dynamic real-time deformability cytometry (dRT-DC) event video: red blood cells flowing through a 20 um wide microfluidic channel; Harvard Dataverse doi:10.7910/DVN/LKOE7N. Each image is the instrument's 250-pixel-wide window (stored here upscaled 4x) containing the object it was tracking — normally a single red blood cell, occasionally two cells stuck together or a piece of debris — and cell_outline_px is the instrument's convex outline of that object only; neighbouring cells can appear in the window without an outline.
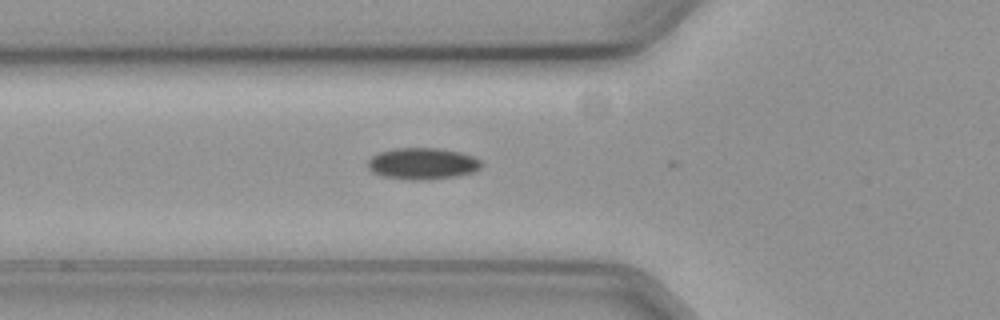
{"species": "common noctule bat (a hibernating species)", "species_latin": "Nyctalus noctula", "temperature_condition": "cold", "stored_images_in_passage": 24, "camera_frame_rate_fps": 3000, "um_per_image_px": 0.085, "animal": {"sex": "female", "body_mass_g": 19.3, "forearm_length_mm": 54.1}, "frame": {"image": 1, "passage_image": 2, "time_ms": 0.333, "image_size_px": [1000, 320], "cell_outline_px": [[480, 168], [476, 172], [456, 176], [428, 180], [408, 180], [380, 176], [372, 172], [368, 168], [368, 160], [372, 156], [380, 152], [396, 148], [436, 148], [460, 152], [472, 156], [480, 160]], "centroid_in_image_um": [35.89, 13.92], "position_along_channel_um": 89.9, "area_um2": 20.98}}
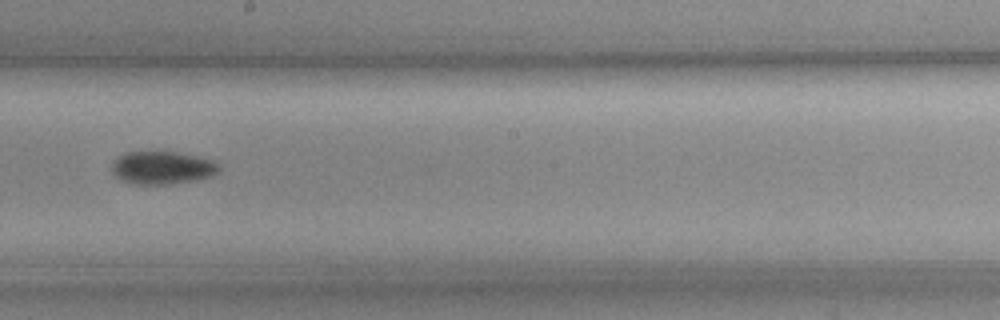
{"frame": {"image": 2, "passage_image": 14, "time_ms": 4.333, "image_size_px": [1000, 320], "cell_outline_px": [[220, 168], [212, 176], [196, 180], [168, 184], [128, 184], [116, 176], [112, 172], [112, 160], [116, 156], [124, 152], [156, 148], [216, 160]], "centroid_in_image_um": [13.73, 14.2], "position_along_channel_um": 234.5, "area_um2": 21.5}}
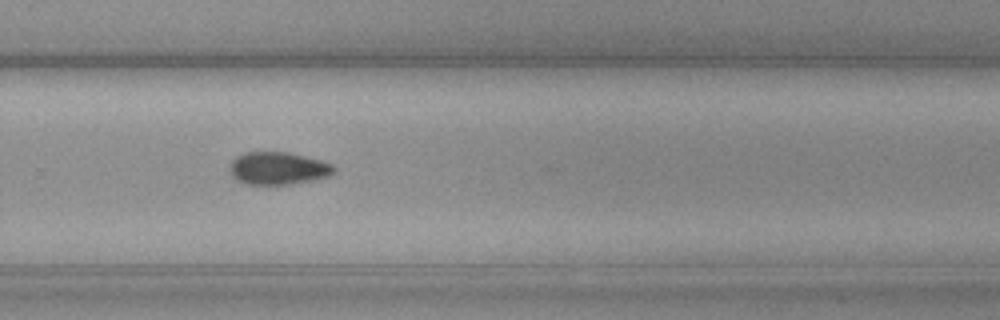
{"frame": {"image": 3, "passage_image": 20, "time_ms": 6.333, "image_size_px": [1000, 320], "cell_outline_px": [[336, 172], [328, 176], [316, 180], [292, 184], [248, 184], [236, 180], [232, 176], [228, 168], [232, 160], [236, 156], [244, 152], [288, 152], [320, 160], [332, 164], [336, 168]], "centroid_in_image_um": [23.63, 14.31], "position_along_channel_um": 306.2, "area_um2": 20.0}}